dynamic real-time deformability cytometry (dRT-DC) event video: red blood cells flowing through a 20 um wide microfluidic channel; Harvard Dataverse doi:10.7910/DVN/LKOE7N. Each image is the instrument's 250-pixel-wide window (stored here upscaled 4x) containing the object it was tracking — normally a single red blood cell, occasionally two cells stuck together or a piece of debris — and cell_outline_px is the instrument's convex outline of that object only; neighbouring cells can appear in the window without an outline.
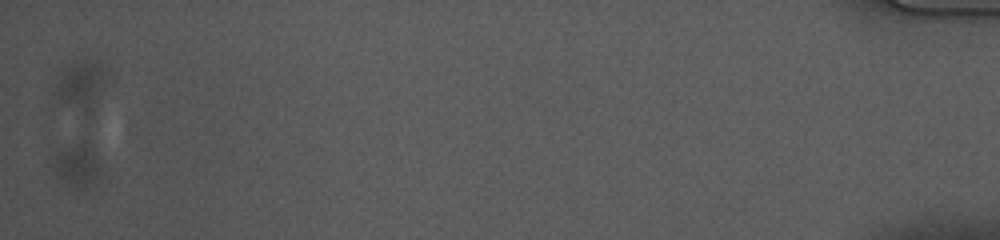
{"species": "common noctule bat (a hibernating species)", "species_latin": "Nyctalus noctula", "temperature_condition": "cold", "stored_images_in_passage": 47, "camera_frame_rate_fps": 3000, "um_per_image_px": 0.085, "animal": {"sex": "female", "body_mass_g": 10.0, "forearm_length_mm": 53.1}, "frame": {"image": 1, "passage_image": 47, "time_ms": 15.333, "image_size_px": [1000, 240], "cell_outline_px": [[100, 172], [84, 188], [76, 188], [60, 180], [48, 156], [84, 136], [88, 140]], "centroid_in_image_um": [6.43, 13.91], "position_along_channel_um": 428.8, "area_um2": 12.02}}